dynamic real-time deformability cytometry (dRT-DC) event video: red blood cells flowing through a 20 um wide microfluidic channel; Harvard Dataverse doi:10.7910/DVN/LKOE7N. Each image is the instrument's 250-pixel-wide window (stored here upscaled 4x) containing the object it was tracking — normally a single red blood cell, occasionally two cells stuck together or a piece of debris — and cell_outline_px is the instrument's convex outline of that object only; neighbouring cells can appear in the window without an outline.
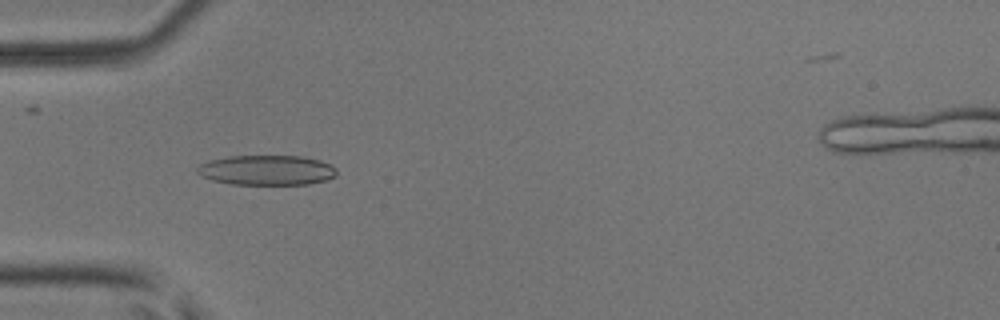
{"species": "common noctule bat (a hibernating species)", "species_latin": "Nyctalus noctula", "temperature_condition": "room temperature", "stored_images_in_passage": 50, "camera_frame_rate_fps": 3000, "um_per_image_px": 0.085, "animal": {"sex": "male", "body_mass_g": 17.9, "forearm_length_mm": 54.2}, "frame": {"image": 1, "passage_image": 16, "time_ms": 5.0, "image_size_px": [1000, 320], "cell_outline_px": [[336, 176], [324, 180], [308, 184], [232, 184], [212, 180], [200, 176], [196, 172], [196, 168], [200, 164], [208, 160], [228, 156], [304, 156], [320, 160], [336, 168]], "centroid_in_image_um": [22.63, 14.45], "position_along_channel_um": 62.4, "area_um2": 24.39}}
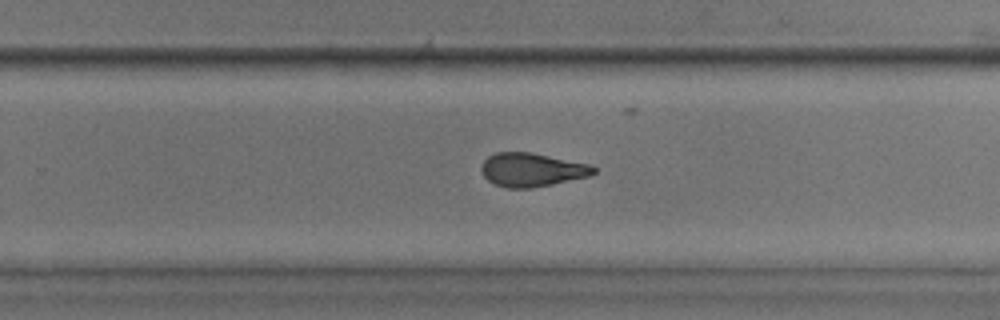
{"frame": {"image": 2, "passage_image": 33, "time_ms": 10.667, "image_size_px": [1000, 320], "cell_outline_px": [[596, 172], [588, 176], [552, 184], [532, 188], [508, 188], [496, 184], [488, 180], [484, 176], [480, 168], [484, 160], [488, 156], [496, 152], [532, 152], [592, 164], [596, 168]], "centroid_in_image_um": [45.22, 14.42], "position_along_channel_um": 284.6, "area_um2": 22.08}}
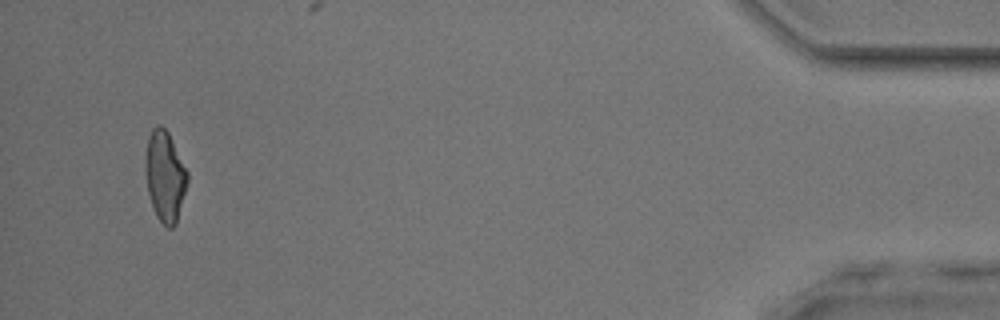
{"frame": {"image": 3, "passage_image": 49, "time_ms": 16.0, "image_size_px": [1000, 320], "cell_outline_px": [[188, 180], [176, 224], [172, 228], [168, 228], [156, 216], [148, 192], [144, 160], [148, 136], [152, 128], [156, 124], [160, 124], [168, 132], [188, 172]], "centroid_in_image_um": [14.01, 14.94], "position_along_channel_um": 421.2, "area_um2": 22.08}}